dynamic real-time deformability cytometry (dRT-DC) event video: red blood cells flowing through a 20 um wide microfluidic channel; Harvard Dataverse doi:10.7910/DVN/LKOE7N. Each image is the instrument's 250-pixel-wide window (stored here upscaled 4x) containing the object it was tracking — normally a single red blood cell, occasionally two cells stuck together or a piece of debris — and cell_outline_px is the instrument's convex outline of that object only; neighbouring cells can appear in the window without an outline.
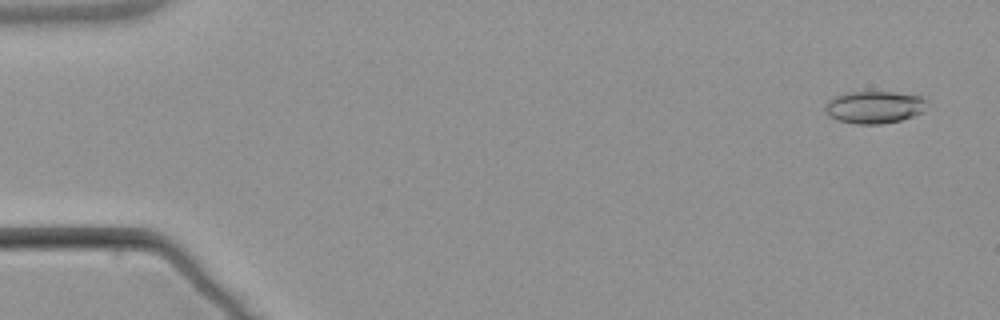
{"species": "common noctule bat (a hibernating species)", "species_latin": "Nyctalus noctula", "temperature_condition": "warm", "stored_images_in_passage": 5, "camera_frame_rate_fps": 3000, "um_per_image_px": 0.085, "animal": {"sex": "male", "body_mass_g": 21.5, "forearm_length_mm": 52.0}, "frame": {"image": 1, "passage_image": 1, "time_ms": 0.0, "image_size_px": [1000, 320], "cell_outline_px": [[928, 100], [920, 112], [912, 116], [900, 120], [880, 124], [856, 124], [836, 120], [828, 116], [824, 112], [824, 108], [828, 100], [832, 96], [844, 92], [896, 92], [920, 96]], "centroid_in_image_um": [74.23, 9.1], "position_along_channel_um": 10.8, "area_um2": 19.31}}
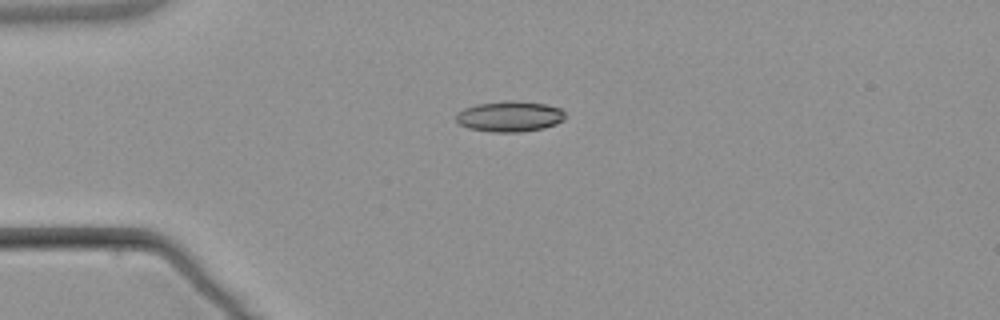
{"frame": {"image": 2, "passage_image": 4, "time_ms": 3.667, "image_size_px": [1000, 320], "cell_outline_px": [[564, 120], [556, 124], [544, 128], [520, 132], [492, 132], [468, 128], [460, 124], [456, 120], [456, 112], [464, 108], [476, 104], [504, 100], [520, 100], [544, 104], [560, 108], [564, 112]], "centroid_in_image_um": [43.31, 9.88], "position_along_channel_um": 41.7, "area_um2": 19.71}}